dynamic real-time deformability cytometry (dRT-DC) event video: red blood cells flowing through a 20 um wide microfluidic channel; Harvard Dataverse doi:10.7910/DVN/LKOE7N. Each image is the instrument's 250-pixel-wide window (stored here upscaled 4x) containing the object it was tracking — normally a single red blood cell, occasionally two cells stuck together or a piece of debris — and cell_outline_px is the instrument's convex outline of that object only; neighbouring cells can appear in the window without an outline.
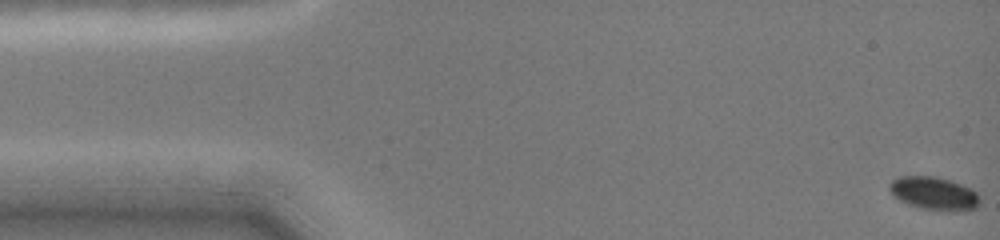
{"species": "common noctule bat (a hibernating species)", "species_latin": "Nyctalus noctula", "temperature_condition": "cold", "stored_images_in_passage": 86, "camera_frame_rate_fps": 3000, "um_per_image_px": 0.085, "animal": {"sex": "female", "body_mass_g": 19.0, "forearm_length_mm": 51.5}, "frame": {"image": 1, "passage_image": 1, "time_ms": 0.0, "image_size_px": [1000, 240], "cell_outline_px": [[980, 204], [976, 208], [960, 212], [944, 212], [920, 208], [908, 204], [892, 196], [888, 188], [888, 184], [892, 180], [900, 176], [936, 176], [972, 188], [980, 196]], "centroid_in_image_um": [79.4, 16.46], "position_along_channel_um": 5.6, "area_um2": 17.92}}
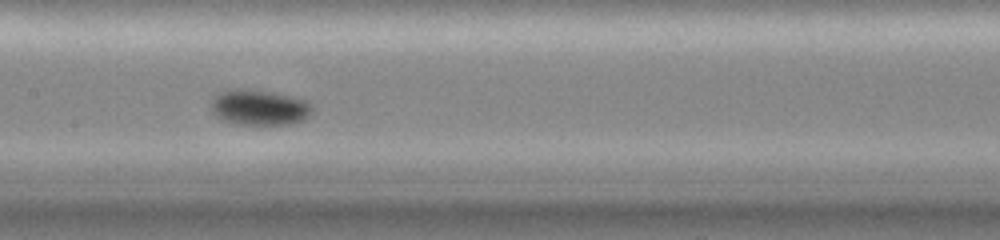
{"frame": {"image": 2, "passage_image": 44, "time_ms": 7.667, "image_size_px": [1000, 240], "cell_outline_px": [[312, 112], [304, 120], [292, 124], [240, 124], [224, 120], [216, 116], [212, 112], [208, 104], [212, 96], [228, 88], [240, 88], [276, 92], [292, 96], [304, 100], [312, 104]], "centroid_in_image_um": [22.0, 9.1], "position_along_channel_um": 185.4, "area_um2": 21.39}}
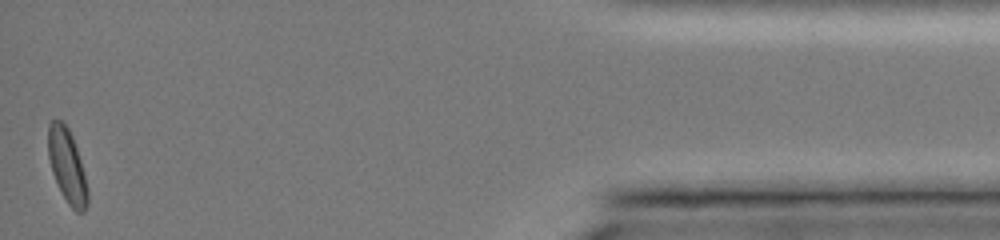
{"frame": {"image": 3, "passage_image": 85, "time_ms": 15.667, "image_size_px": [1000, 240], "cell_outline_px": [[88, 204], [84, 212], [76, 212], [68, 204], [52, 172], [48, 156], [48, 124], [52, 120], [60, 120], [68, 128], [72, 136], [80, 160], [88, 188]], "centroid_in_image_um": [5.71, 14.11], "position_along_channel_um": 429.5, "area_um2": 16.7}, "authors_computed_cell_mechanics": {"area_um2": 18.5538, "velocity_mm_per_s": 3.9912, "shape_relaxation_time_tau1_ms": 2.5507, "shape_relaxation_time_tau2_ms": null, "deformation_change_tau1": 0.0571, "deformation_change_tau2": null}}